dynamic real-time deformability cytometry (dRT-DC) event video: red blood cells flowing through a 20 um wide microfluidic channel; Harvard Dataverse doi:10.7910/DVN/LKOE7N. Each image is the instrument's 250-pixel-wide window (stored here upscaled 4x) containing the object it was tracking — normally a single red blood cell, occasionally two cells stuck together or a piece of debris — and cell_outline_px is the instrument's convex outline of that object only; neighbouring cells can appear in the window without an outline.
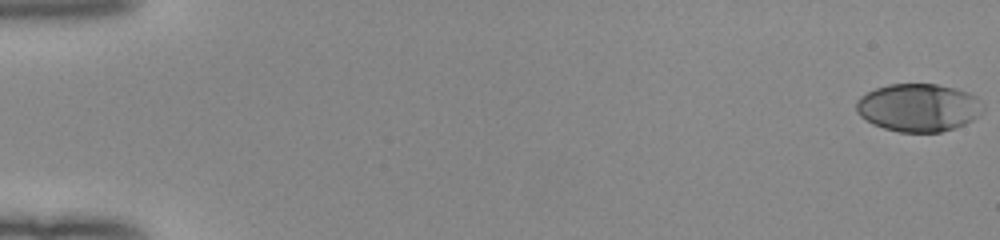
{"species": "human", "species_latin": "Homo sapiens", "temperature_condition": "room temperature", "stored_images_in_passage": 49, "camera_frame_rate_fps": 3000, "um_per_image_px": 0.085, "donor": {"sex": "female"}, "frame": {"image": 1, "passage_image": 1, "time_ms": 0.0, "image_size_px": [1000, 240], "cell_outline_px": [[984, 108], [972, 120], [964, 124], [940, 132], [900, 132], [884, 128], [872, 124], [860, 116], [856, 112], [856, 100], [860, 96], [876, 88], [888, 84], [936, 84], [956, 88], [968, 92], [976, 96], [984, 104]], "centroid_in_image_um": [78.05, 9.13], "position_along_channel_um": 6.9, "area_um2": 35.43}}
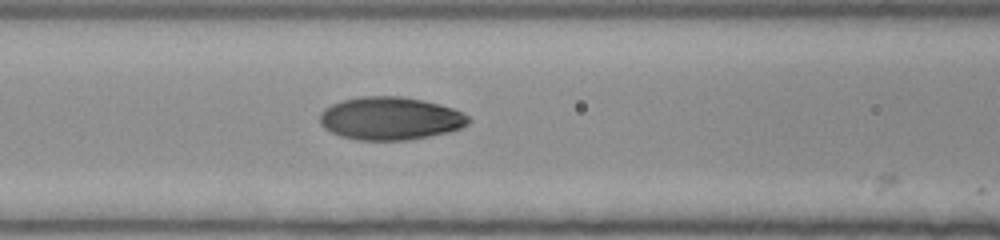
{"frame": {"image": 2, "passage_image": 24, "time_ms": 7.667, "image_size_px": [1000, 240], "cell_outline_px": [[472, 120], [468, 124], [460, 128], [448, 132], [408, 140], [356, 140], [340, 136], [324, 128], [320, 124], [320, 112], [324, 108], [340, 100], [360, 96], [400, 96], [424, 100], [440, 104], [464, 112]], "centroid_in_image_um": [33.17, 10.06], "position_along_channel_um": 133.4, "area_um2": 37.51}}
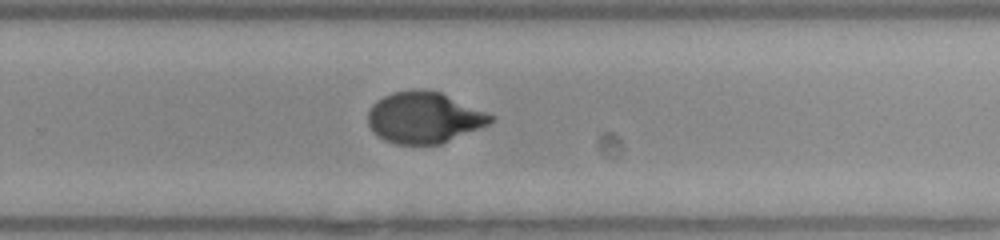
{"frame": {"image": 3, "passage_image": 36, "time_ms": 11.667, "image_size_px": [1000, 240], "cell_outline_px": [[496, 120], [488, 124], [440, 144], [396, 144], [384, 140], [376, 136], [372, 132], [368, 124], [368, 112], [372, 104], [376, 100], [392, 92], [420, 88], [424, 88], [440, 92], [496, 116]], "centroid_in_image_um": [36.01, 9.98], "position_along_channel_um": 293.8, "area_um2": 36.76}, "authors_computed_cell_mechanics": {"area_um2": 36.9342, "velocity_mm_per_s": 4.0264, "shape_relaxation_time_tau1_ms": 4.8408, "shape_relaxation_time_tau2_ms": 0.8091, "deformation_change_tau1": 0.2478, "deformation_change_tau2": 0.0416}}